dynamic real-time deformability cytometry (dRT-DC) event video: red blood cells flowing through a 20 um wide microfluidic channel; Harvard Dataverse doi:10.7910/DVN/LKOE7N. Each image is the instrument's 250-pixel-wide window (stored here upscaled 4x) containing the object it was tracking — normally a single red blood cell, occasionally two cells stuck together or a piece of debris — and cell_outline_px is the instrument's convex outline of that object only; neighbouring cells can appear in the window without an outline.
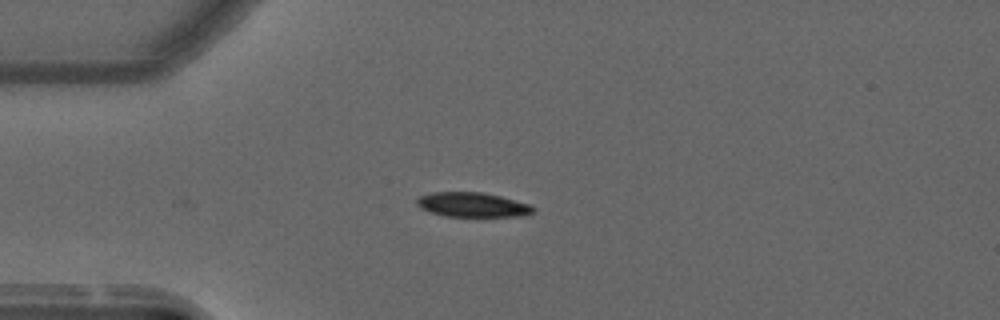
{"species": "common noctule bat (a hibernating species)", "species_latin": "Nyctalus noctula", "temperature_condition": "warm", "stored_images_in_passage": 3, "camera_frame_rate_fps": 3000, "um_per_image_px": 0.085, "animal": {"sex": "male", "forearm_length_mm": 52.5}, "frame": {"image": 1, "passage_image": 1, "time_ms": 0.0, "image_size_px": [1000, 320], "cell_outline_px": [[536, 208], [532, 212], [524, 216], [444, 216], [428, 212], [420, 208], [416, 204], [416, 200], [420, 196], [432, 192], [484, 192], [500, 196], [528, 204]], "centroid_in_image_um": [40.12, 17.4], "position_along_channel_um": 44.9, "area_um2": 16.65}}